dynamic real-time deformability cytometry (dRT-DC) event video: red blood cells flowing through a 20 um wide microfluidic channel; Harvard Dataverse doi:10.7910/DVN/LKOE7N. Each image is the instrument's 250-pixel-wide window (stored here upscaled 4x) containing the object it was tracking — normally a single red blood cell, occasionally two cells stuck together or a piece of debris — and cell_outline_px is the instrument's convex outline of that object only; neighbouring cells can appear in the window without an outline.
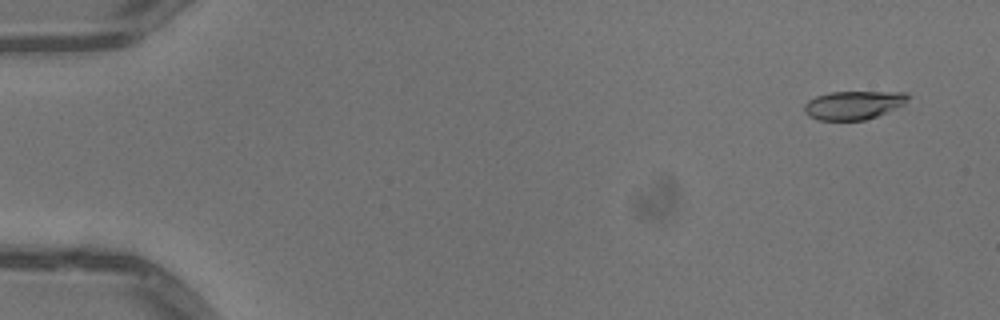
{"species": "common noctule bat (a hibernating species)", "species_latin": "Nyctalus noctula", "temperature_condition": "warm", "stored_images_in_passage": 52, "camera_frame_rate_fps": 3000, "um_per_image_px": 0.085, "animal": {"sex": "male", "body_mass_g": 13.3}, "frame": {"image": 1, "passage_image": 4, "time_ms": 1.0, "image_size_px": [1000, 320], "cell_outline_px": [[912, 96], [904, 104], [876, 116], [864, 120], [820, 120], [808, 116], [804, 112], [804, 104], [808, 100], [816, 96], [828, 92], [908, 92]], "centroid_in_image_um": [72.54, 8.92], "position_along_channel_um": 12.5, "area_um2": 17.28}}
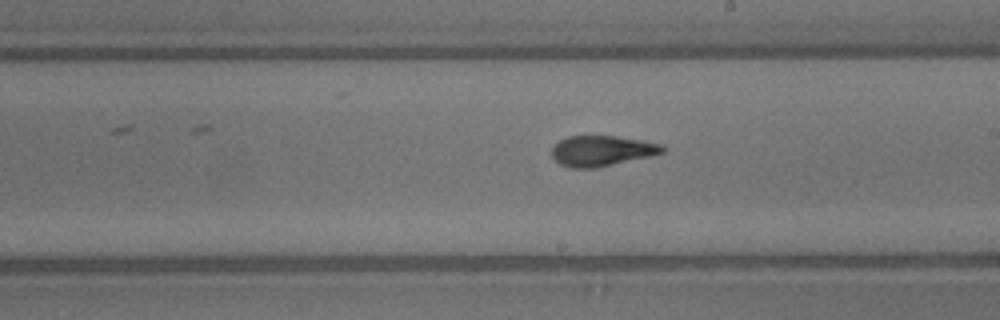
{"frame": {"image": 2, "passage_image": 31, "time_ms": 10.0, "image_size_px": [1000, 320], "cell_outline_px": [[664, 152], [652, 156], [596, 168], [568, 168], [560, 164], [552, 156], [552, 148], [560, 140], [568, 136], [616, 136], [644, 140], [664, 144]], "centroid_in_image_um": [51.19, 12.82], "position_along_channel_um": 237.8, "area_um2": 19.83}}
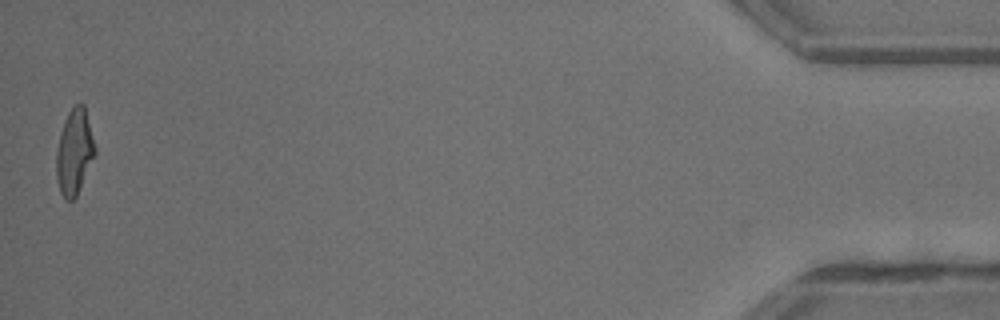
{"frame": {"image": 3, "passage_image": 52, "time_ms": 17.0, "image_size_px": [1000, 320], "cell_outline_px": [[96, 152], [76, 196], [72, 200], [64, 200], [60, 192], [56, 176], [56, 148], [60, 132], [64, 120], [68, 112], [76, 104], [84, 104], [96, 148]], "centroid_in_image_um": [6.3, 12.91], "position_along_channel_um": 428.9, "area_um2": 19.19}, "authors_computed_cell_mechanics": {"area_um2": 19.652, "velocity_mm_per_s": 4.0586, "shape_relaxation_time_tau1_ms": 4.2376, "shape_relaxation_time_tau2_ms": 1.5975, "deformation_change_tau1": 0.1997, "deformation_change_tau2": 0.0934}}